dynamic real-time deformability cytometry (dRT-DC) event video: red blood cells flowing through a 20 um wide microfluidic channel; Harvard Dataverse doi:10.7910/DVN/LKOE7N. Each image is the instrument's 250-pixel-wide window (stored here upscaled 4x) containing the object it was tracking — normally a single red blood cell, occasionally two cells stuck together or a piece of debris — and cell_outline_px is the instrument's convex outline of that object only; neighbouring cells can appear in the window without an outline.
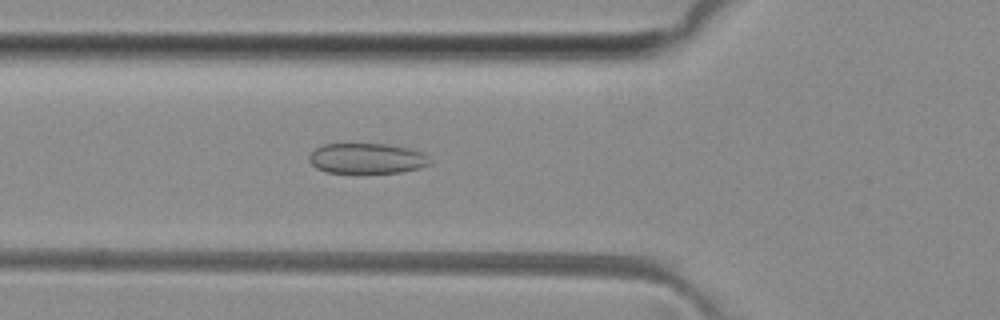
{"species": "common noctule bat (a hibernating species)", "species_latin": "Nyctalus noctula", "temperature_condition": "room temperature", "stored_images_in_passage": 44, "camera_frame_rate_fps": 3000, "um_per_image_px": 0.085, "animal": {"sex": "female", "body_mass_g": 29.2, "forearm_length_mm": 56.3}, "frame": {"image": 1, "passage_image": 12, "time_ms": 3.667, "image_size_px": [1000, 320], "cell_outline_px": [[432, 164], [420, 168], [400, 172], [328, 172], [316, 168], [308, 160], [308, 156], [316, 148], [324, 144], [388, 144], [408, 148], [420, 152], [432, 160]], "centroid_in_image_um": [31.19, 13.46], "position_along_channel_um": 94.6, "area_um2": 21.21}}
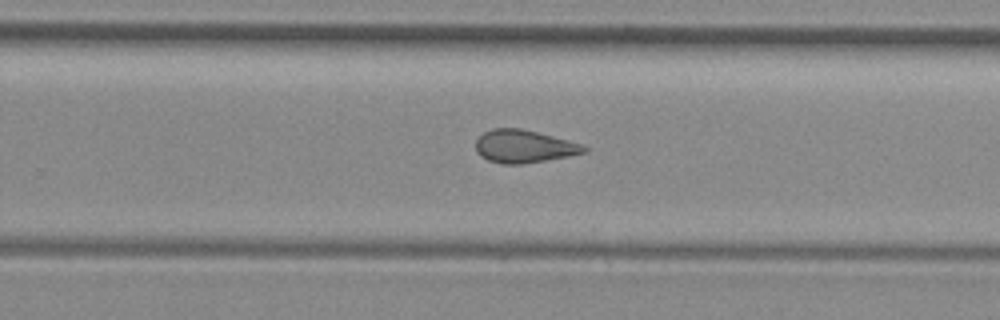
{"frame": {"image": 2, "passage_image": 26, "time_ms": 8.333, "image_size_px": [1000, 320], "cell_outline_px": [[588, 152], [568, 156], [524, 164], [500, 164], [488, 160], [480, 156], [476, 152], [476, 140], [484, 132], [492, 128], [520, 128], [568, 140], [580, 144], [588, 148]], "centroid_in_image_um": [44.51, 12.45], "position_along_channel_um": 285.3, "area_um2": 20.69}}
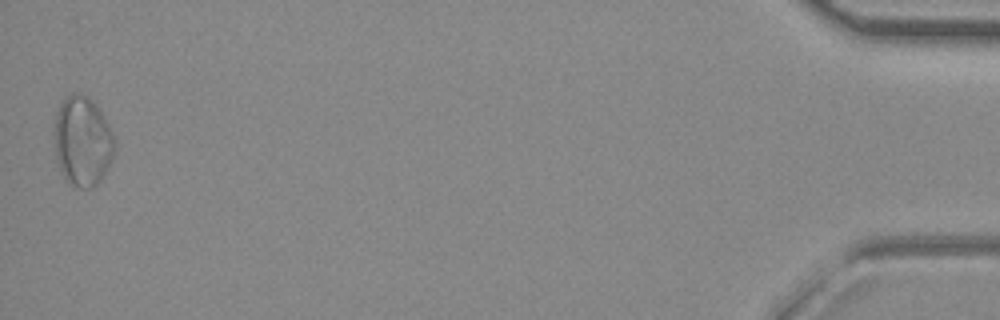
{"frame": {"image": 3, "passage_image": 44, "time_ms": 14.333, "image_size_px": [1000, 320], "cell_outline_px": [[116, 148], [112, 160], [108, 168], [100, 180], [92, 188], [80, 188], [68, 184], [64, 180], [60, 172], [56, 160], [56, 112], [60, 104], [72, 92], [76, 92], [88, 96], [96, 104], [108, 124], [116, 140]], "centroid_in_image_um": [7.04, 12.04], "position_along_channel_um": 428.2, "area_um2": 31.73}, "authors_computed_cell_mechanics": {"area_um2": 22.542, "velocity_mm_per_s": 4.082, "shape_relaxation_time_tau1_ms": null, "shape_relaxation_time_tau2_ms": 1.987, "deformation_change_tau1": null, "deformation_change_tau2": 0.0871}}